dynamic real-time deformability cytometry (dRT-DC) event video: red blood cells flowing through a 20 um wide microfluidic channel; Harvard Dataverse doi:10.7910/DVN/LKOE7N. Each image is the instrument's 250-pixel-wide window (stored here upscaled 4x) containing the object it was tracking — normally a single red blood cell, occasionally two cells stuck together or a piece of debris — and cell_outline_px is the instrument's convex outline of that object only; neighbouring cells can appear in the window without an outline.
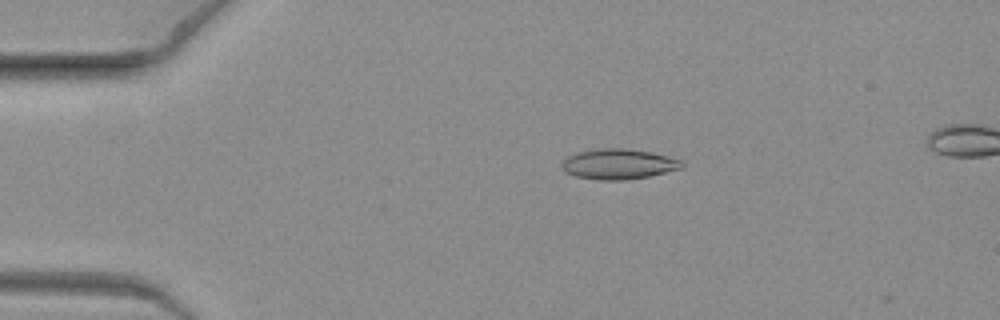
{"species": "common noctule bat (a hibernating species)", "species_latin": "Nyctalus noctula", "temperature_condition": "warm", "stored_images_in_passage": 6, "camera_frame_rate_fps": 3000, "um_per_image_px": 0.085, "animal": {"sex": "female", "body_mass_g": 19.3, "forearm_length_mm": 54.1}, "frame": {"image": 1, "passage_image": 5, "time_ms": 1.333, "image_size_px": [1000, 320], "cell_outline_px": [[684, 164], [680, 168], [648, 176], [624, 180], [600, 180], [576, 176], [564, 172], [560, 168], [560, 164], [568, 156], [576, 152], [600, 148], [628, 148], [652, 152], [668, 156], [680, 160]], "centroid_in_image_um": [52.52, 13.93], "position_along_channel_um": 32.5, "area_um2": 21.21}}